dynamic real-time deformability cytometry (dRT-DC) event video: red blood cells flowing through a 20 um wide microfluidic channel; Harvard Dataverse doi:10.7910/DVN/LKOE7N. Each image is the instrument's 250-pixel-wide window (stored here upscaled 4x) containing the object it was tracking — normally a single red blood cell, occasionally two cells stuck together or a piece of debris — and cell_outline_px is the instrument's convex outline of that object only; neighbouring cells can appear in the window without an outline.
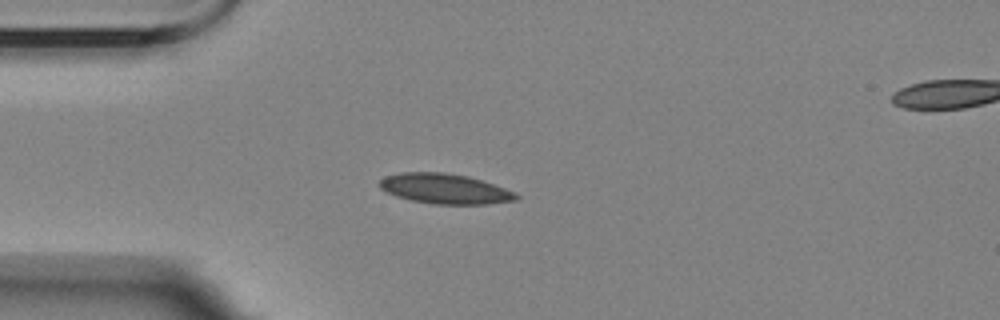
{"species": "Egyptian fruit bat (a non-hibernating species)", "species_latin": "Rousettus aegyptiacus", "temperature_condition": "room temperature", "stored_images_in_passage": 6, "camera_frame_rate_fps": 3000, "um_per_image_px": 0.085, "animal": {"sex": "female"}, "frame": {"image": 1, "passage_image": 4, "time_ms": 3.667, "image_size_px": [1000, 320], "cell_outline_px": [[520, 196], [516, 200], [488, 204], [432, 204], [412, 200], [396, 196], [380, 188], [380, 180], [384, 176], [400, 172], [444, 172], [468, 176], [504, 188]], "centroid_in_image_um": [37.78, 16.04], "position_along_channel_um": 47.2, "area_um2": 23.76}}
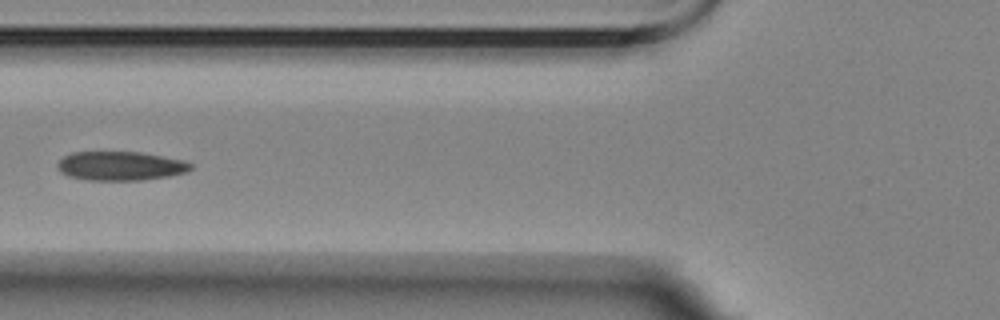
{"frame": {"image": 2, "passage_image": 6, "time_ms": 6.0, "image_size_px": [1000, 320], "cell_outline_px": [[192, 168], [184, 172], [168, 176], [144, 180], [88, 180], [68, 176], [60, 172], [56, 168], [56, 164], [64, 156], [72, 152], [140, 152], [180, 160], [192, 164]], "centroid_in_image_um": [10.16, 14.11], "position_along_channel_um": 115.6, "area_um2": 22.37}}